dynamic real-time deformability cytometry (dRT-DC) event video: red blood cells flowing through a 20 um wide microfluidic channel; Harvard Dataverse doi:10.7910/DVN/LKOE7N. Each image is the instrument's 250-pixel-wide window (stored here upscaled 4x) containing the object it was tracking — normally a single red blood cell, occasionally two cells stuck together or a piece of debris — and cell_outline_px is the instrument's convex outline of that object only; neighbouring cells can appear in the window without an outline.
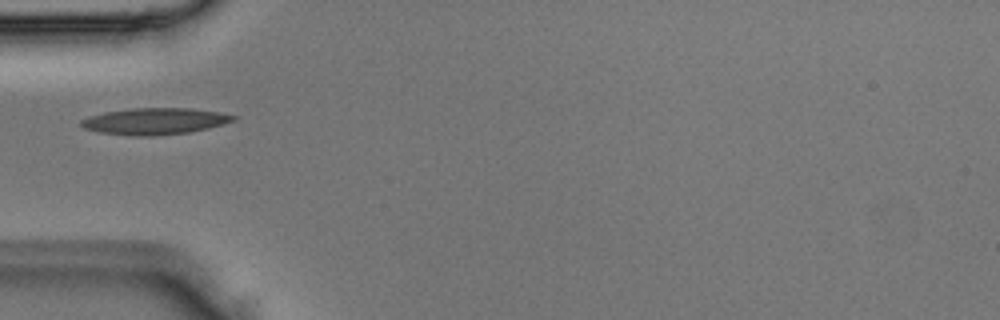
{"species": "Egyptian fruit bat (a non-hibernating species)", "species_latin": "Rousettus aegyptiacus", "temperature_condition": "room temperature", "stored_images_in_passage": 1, "camera_frame_rate_fps": 3000, "um_per_image_px": 0.085, "animal": {"sex": "male"}, "frame": {"image": 1, "passage_image": 1, "time_ms": 0.0, "image_size_px": [1000, 320], "cell_outline_px": [[240, 116], [236, 120], [208, 128], [188, 132], [156, 136], [128, 136], [100, 132], [84, 128], [80, 124], [80, 120], [88, 116], [104, 112], [132, 108], [192, 108], [220, 112]], "centroid_in_image_um": [13.17, 10.3], "position_along_channel_um": 71.8, "area_um2": 23.76}}